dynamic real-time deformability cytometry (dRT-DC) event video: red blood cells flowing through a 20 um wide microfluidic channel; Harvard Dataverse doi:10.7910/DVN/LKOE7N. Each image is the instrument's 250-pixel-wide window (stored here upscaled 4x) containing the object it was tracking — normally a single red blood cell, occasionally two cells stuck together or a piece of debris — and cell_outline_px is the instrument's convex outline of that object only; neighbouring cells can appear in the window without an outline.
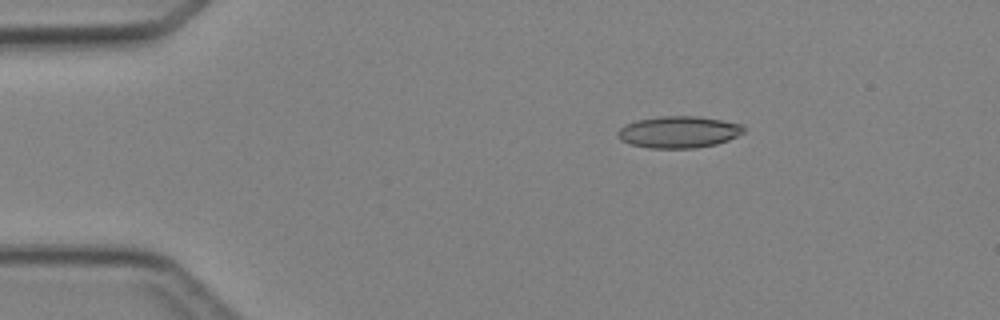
{"species": "Egyptian fruit bat (a non-hibernating species)", "species_latin": "Rousettus aegyptiacus", "temperature_condition": "cold", "stored_images_in_passage": 4, "camera_frame_rate_fps": 3000, "um_per_image_px": 0.085, "animal": {"sex": "female"}, "frame": {"image": 1, "passage_image": 1, "time_ms": 0.0, "image_size_px": [1000, 320], "cell_outline_px": [[744, 132], [728, 140], [716, 144], [692, 148], [648, 148], [632, 144], [620, 140], [616, 132], [620, 128], [636, 120], [660, 116], [696, 116], [744, 124]], "centroid_in_image_um": [57.69, 11.22], "position_along_channel_um": 27.3, "area_um2": 23.18}}
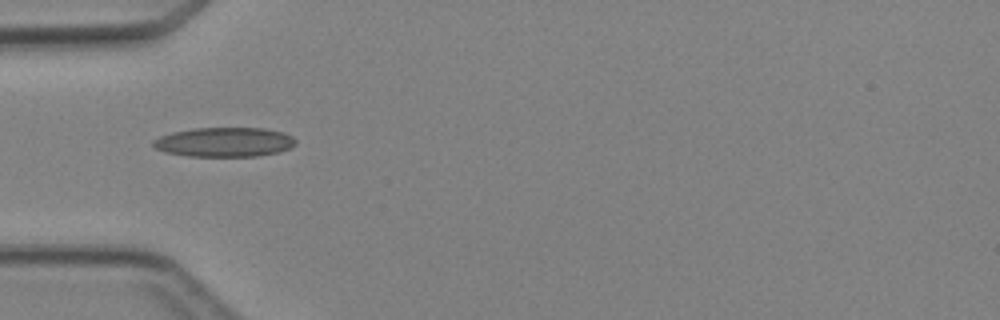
{"frame": {"image": 2, "passage_image": 3, "time_ms": 2.333, "image_size_px": [1000, 320], "cell_outline_px": [[296, 144], [280, 152], [256, 156], [188, 156], [164, 152], [156, 148], [152, 144], [152, 140], [160, 136], [172, 132], [192, 128], [264, 128], [284, 132], [292, 136], [296, 140]], "centroid_in_image_um": [19.07, 12.07], "position_along_channel_um": 65.9, "area_um2": 24.57}}
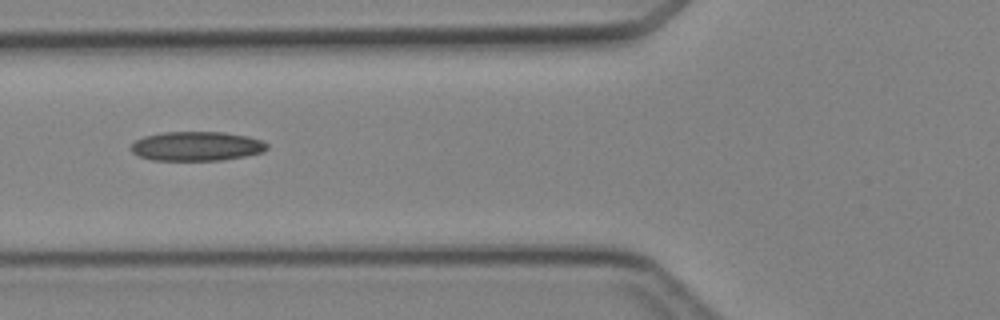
{"frame": {"image": 3, "passage_image": 4, "time_ms": 3.333, "image_size_px": [1000, 320], "cell_outline_px": [[268, 148], [264, 152], [224, 160], [152, 160], [140, 156], [132, 152], [132, 144], [136, 140], [144, 136], [164, 132], [224, 132], [248, 136], [260, 140], [268, 144]], "centroid_in_image_um": [16.74, 12.42], "position_along_channel_um": 109.1, "area_um2": 23.18}}